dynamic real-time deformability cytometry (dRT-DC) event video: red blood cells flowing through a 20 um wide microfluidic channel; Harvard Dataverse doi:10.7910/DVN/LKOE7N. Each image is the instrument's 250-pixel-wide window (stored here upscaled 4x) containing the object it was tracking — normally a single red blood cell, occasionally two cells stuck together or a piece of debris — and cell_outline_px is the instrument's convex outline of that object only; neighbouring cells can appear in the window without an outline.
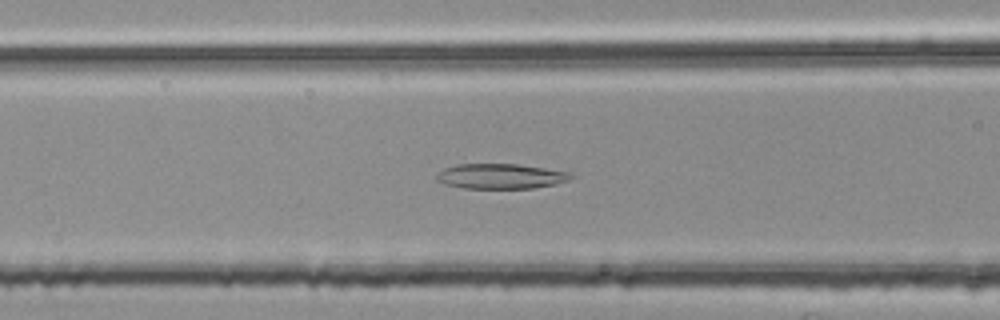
{"species": "common noctule bat (a hibernating species)", "species_latin": "Nyctalus noctula", "temperature_condition": "room temperature", "stored_images_in_passage": 41, "camera_frame_rate_fps": 3000, "um_per_image_px": 0.085, "animal": {"sex": "female", "body_mass_g": 25.1}, "frame": {"image": 1, "passage_image": 9, "time_ms": 2.667, "image_size_px": [1000, 320], "cell_outline_px": [[572, 176], [568, 180], [556, 184], [532, 188], [464, 188], [444, 184], [436, 180], [436, 176], [444, 168], [456, 164], [516, 164], [544, 168], [568, 172]], "centroid_in_image_um": [42.51, 14.98], "position_along_channel_um": 124.1, "area_um2": 19.42}}
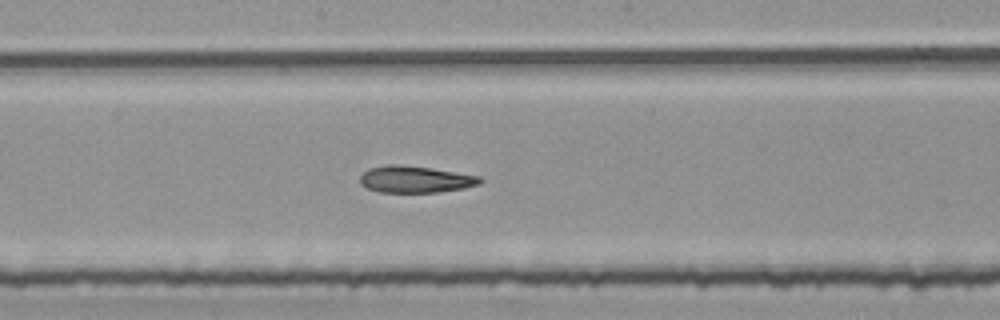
{"frame": {"image": 2, "passage_image": 16, "time_ms": 5.0, "image_size_px": [1000, 320], "cell_outline_px": [[484, 180], [480, 184], [464, 188], [440, 192], [380, 192], [368, 188], [360, 184], [360, 176], [368, 168], [388, 164], [392, 164], [428, 168], [480, 176]], "centroid_in_image_um": [35.3, 15.25], "position_along_channel_um": 212.9, "area_um2": 18.55}}
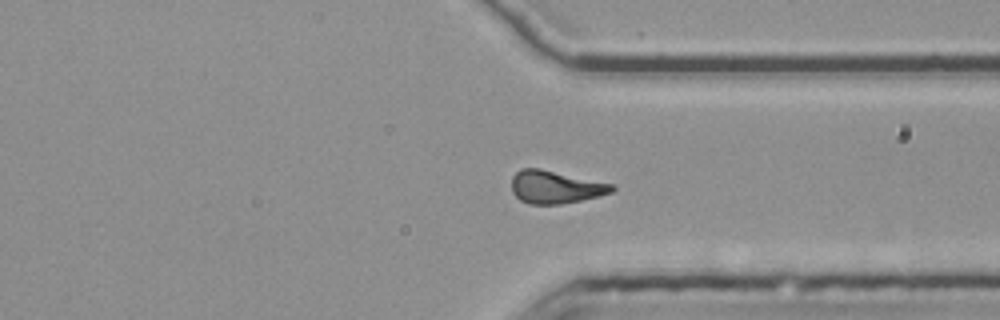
{"frame": {"image": 3, "passage_image": 28, "time_ms": 9.0, "image_size_px": [1000, 320], "cell_outline_px": [[616, 188], [612, 192], [600, 196], [560, 204], [528, 204], [520, 200], [512, 192], [512, 176], [520, 168], [540, 168], [612, 184]], "centroid_in_image_um": [47.18, 15.9], "position_along_channel_um": 364.2, "area_um2": 19.13}, "authors_computed_cell_mechanics": {"area_um2": 19.1318, "velocity_mm_per_s": 3.8068, "shape_relaxation_time_tau1_ms": null, "shape_relaxation_time_tau2_ms": 3.5926, "deformation_change_tau1": null, "deformation_change_tau2": 0.1153}}